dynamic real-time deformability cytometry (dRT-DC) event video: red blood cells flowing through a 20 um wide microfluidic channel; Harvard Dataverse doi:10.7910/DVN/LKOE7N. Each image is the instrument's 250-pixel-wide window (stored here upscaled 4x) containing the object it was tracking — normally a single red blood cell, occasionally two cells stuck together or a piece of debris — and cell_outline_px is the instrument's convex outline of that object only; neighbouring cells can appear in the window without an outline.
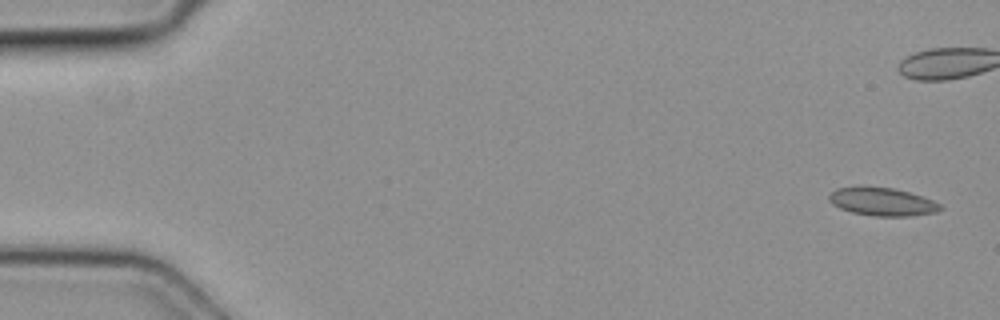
{"species": "common noctule bat (a hibernating species)", "species_latin": "Nyctalus noctula", "temperature_condition": "cold", "stored_images_in_passage": 6, "camera_frame_rate_fps": 3000, "um_per_image_px": 0.085, "animal": {"sex": "female", "body_mass_g": 19.3, "forearm_length_mm": 54.1}, "frame": {"image": 1, "passage_image": 1, "time_ms": 0.0, "image_size_px": [1000, 320], "cell_outline_px": [[944, 208], [936, 212], [912, 216], [872, 216], [852, 212], [840, 208], [832, 204], [828, 200], [828, 196], [836, 188], [892, 188], [908, 192], [932, 200], [940, 204]], "centroid_in_image_um": [75.01, 17.18], "position_along_channel_um": 10.0, "area_um2": 17.8}}
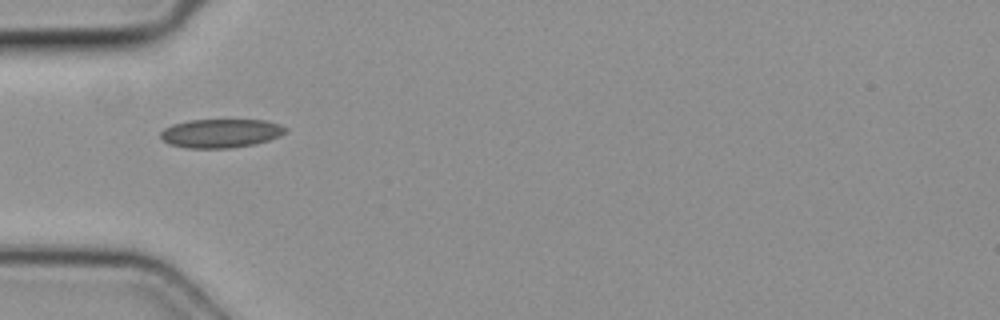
{"frame": {"image": 2, "passage_image": 5, "time_ms": 1.333, "image_size_px": [1000, 320], "cell_outline_px": [[288, 132], [280, 136], [268, 140], [252, 144], [228, 148], [188, 148], [168, 144], [160, 140], [160, 132], [164, 128], [172, 124], [188, 120], [268, 120], [280, 124], [288, 128]], "centroid_in_image_um": [18.75, 11.32], "position_along_channel_um": 66.2, "area_um2": 21.15}}
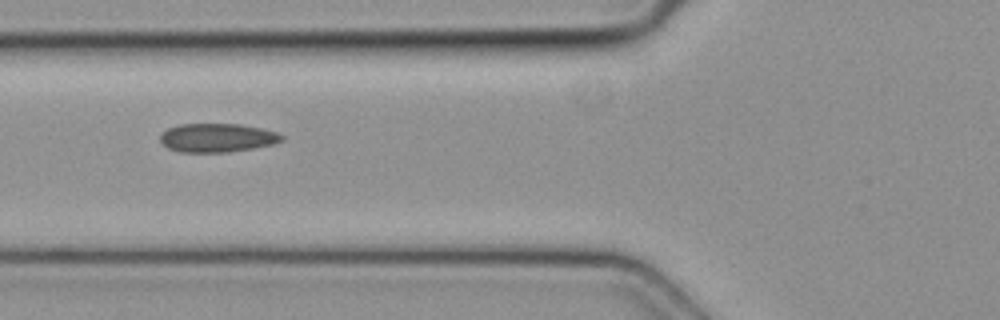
{"frame": {"image": 3, "passage_image": 6, "time_ms": 1.667, "image_size_px": [1000, 320], "cell_outline_px": [[284, 140], [272, 144], [252, 148], [228, 152], [180, 152], [168, 148], [160, 140], [160, 132], [168, 128], [180, 124], [240, 124], [260, 128], [276, 132], [284, 136]], "centroid_in_image_um": [18.44, 11.71], "position_along_channel_um": 107.4, "area_um2": 20.29}}